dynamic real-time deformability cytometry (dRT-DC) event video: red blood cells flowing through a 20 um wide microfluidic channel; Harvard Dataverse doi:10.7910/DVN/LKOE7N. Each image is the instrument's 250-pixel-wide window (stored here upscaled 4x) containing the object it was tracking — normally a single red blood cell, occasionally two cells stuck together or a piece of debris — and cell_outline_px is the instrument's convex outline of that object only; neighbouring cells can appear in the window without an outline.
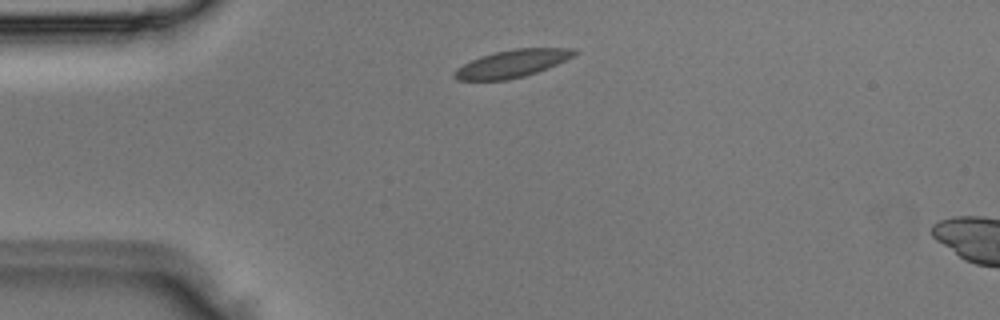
{"species": "Egyptian fruit bat (a non-hibernating species)", "species_latin": "Rousettus aegyptiacus", "temperature_condition": "room temperature", "stored_images_in_passage": 2, "camera_frame_rate_fps": 3000, "um_per_image_px": 0.085, "animal": {"sex": "male"}, "frame": {"image": 1, "passage_image": 1, "time_ms": 0.0, "image_size_px": [1000, 320], "cell_outline_px": [[580, 52], [556, 64], [536, 72], [524, 76], [508, 80], [460, 80], [452, 76], [452, 72], [456, 68], [480, 56], [496, 52], [516, 48], [576, 48]], "centroid_in_image_um": [43.52, 5.4], "position_along_channel_um": 41.5, "area_um2": 19.07}}